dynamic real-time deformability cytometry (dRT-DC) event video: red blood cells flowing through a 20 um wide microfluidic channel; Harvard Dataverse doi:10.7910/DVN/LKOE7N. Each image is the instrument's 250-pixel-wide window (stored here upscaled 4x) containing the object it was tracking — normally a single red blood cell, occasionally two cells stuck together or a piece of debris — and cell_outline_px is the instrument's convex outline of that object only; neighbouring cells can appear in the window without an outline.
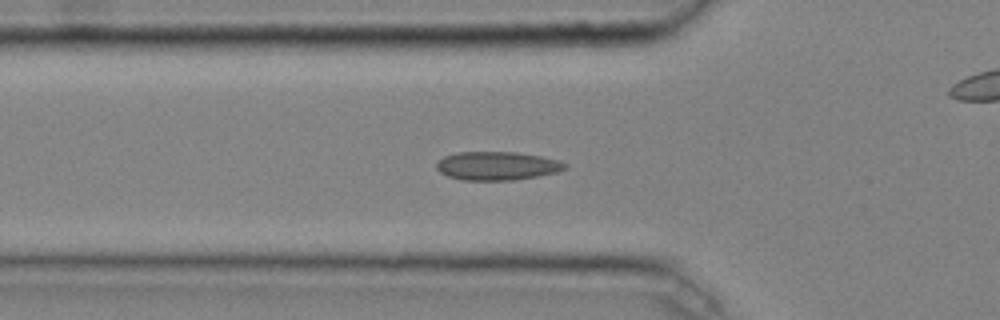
{"species": "common noctule bat (a hibernating species)", "species_latin": "Nyctalus noctula", "temperature_condition": "cold", "stored_images_in_passage": 40, "camera_frame_rate_fps": 3000, "um_per_image_px": 0.085, "animal": {"sex": "male", "body_mass_g": 20.4}, "frame": {"image": 1, "passage_image": 16, "time_ms": 5.0, "image_size_px": [1000, 320], "cell_outline_px": [[568, 168], [556, 172], [516, 180], [460, 180], [448, 176], [440, 172], [436, 168], [436, 164], [444, 156], [456, 152], [516, 152], [540, 156], [556, 160], [568, 164]], "centroid_in_image_um": [42.24, 14.1], "position_along_channel_um": 83.6, "area_um2": 21.33}}
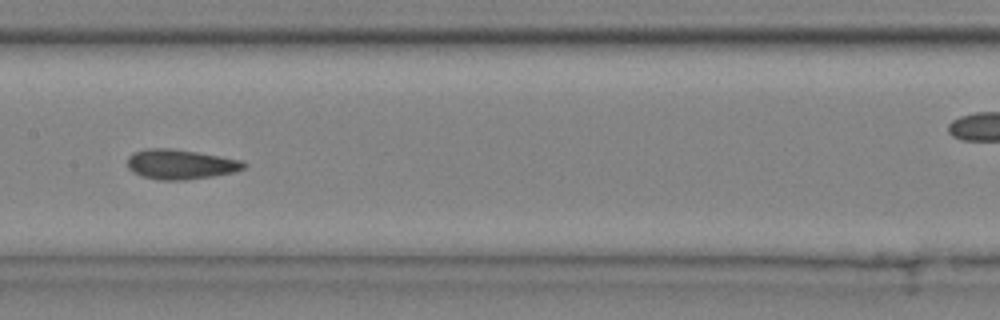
{"frame": {"image": 2, "passage_image": 24, "time_ms": 7.667, "image_size_px": [1000, 320], "cell_outline_px": [[248, 164], [244, 168], [236, 172], [212, 176], [184, 180], [160, 180], [140, 176], [132, 172], [128, 168], [128, 156], [132, 152], [144, 148], [172, 148], [200, 152], [240, 160]], "centroid_in_image_um": [15.31, 13.96], "position_along_channel_um": 192.1, "area_um2": 20.52}}
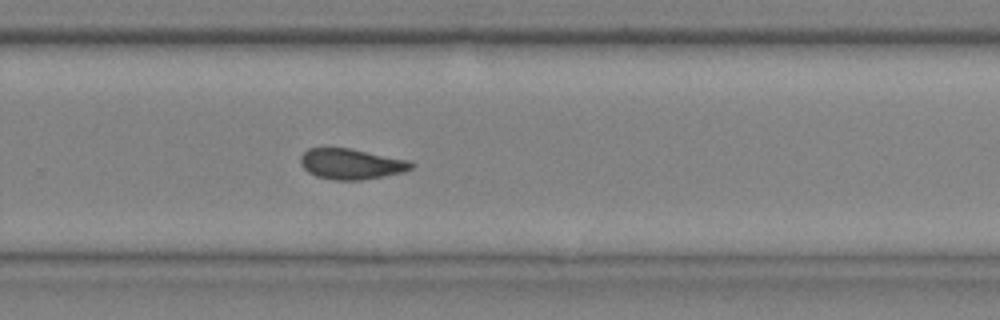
{"frame": {"image": 3, "passage_image": 32, "time_ms": 10.333, "image_size_px": [1000, 320], "cell_outline_px": [[412, 168], [404, 172], [384, 176], [360, 180], [332, 180], [316, 176], [308, 172], [300, 164], [300, 156], [308, 148], [352, 148], [408, 160], [412, 164]], "centroid_in_image_um": [29.82, 13.93], "position_along_channel_um": 300.0, "area_um2": 19.77}}